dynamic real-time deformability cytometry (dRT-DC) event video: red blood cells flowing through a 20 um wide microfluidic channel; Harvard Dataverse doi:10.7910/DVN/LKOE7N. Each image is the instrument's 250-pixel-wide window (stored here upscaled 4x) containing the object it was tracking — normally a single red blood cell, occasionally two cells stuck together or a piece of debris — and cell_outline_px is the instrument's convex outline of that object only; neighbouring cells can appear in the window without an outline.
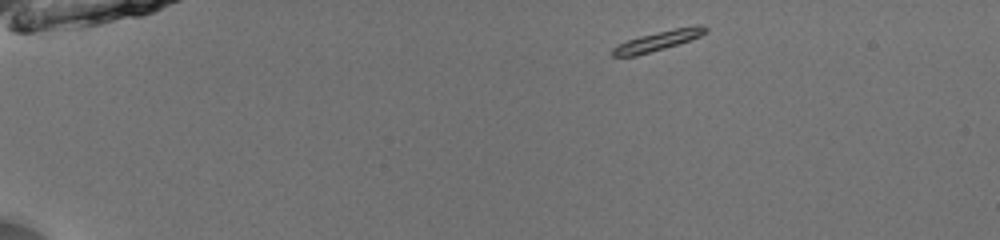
{"species": "common noctule bat (a hibernating species)", "species_latin": "Nyctalus noctula", "temperature_condition": "room temperature", "stored_images_in_passage": 44, "camera_frame_rate_fps": 3000, "um_per_image_px": 0.085, "animal": {"sex": "male", "body_mass_g": 13.0, "forearm_length_mm": 53.1}, "frame": {"image": 1, "passage_image": 1, "time_ms": 0.0, "image_size_px": [1000, 240], "cell_outline_px": [[708, 32], [700, 36], [664, 48], [636, 56], [612, 56], [612, 48], [628, 40], [640, 36], [676, 28], [696, 24], [704, 24], [708, 28]], "centroid_in_image_um": [55.98, 3.44], "position_along_channel_um": 29.0, "area_um2": 10.52}}
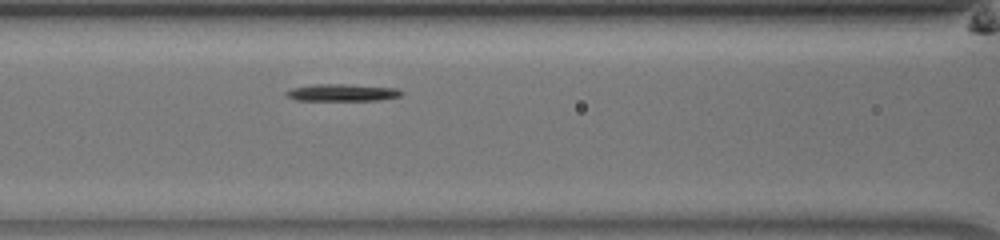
{"frame": {"image": 2, "passage_image": 16, "time_ms": 5.0, "image_size_px": [1000, 240], "cell_outline_px": [[404, 92], [400, 96], [380, 100], [296, 100], [284, 96], [284, 92], [292, 88], [316, 84], [348, 84], [396, 88]], "centroid_in_image_um": [29.06, 7.87], "position_along_channel_um": 137.5, "area_um2": 11.5}}
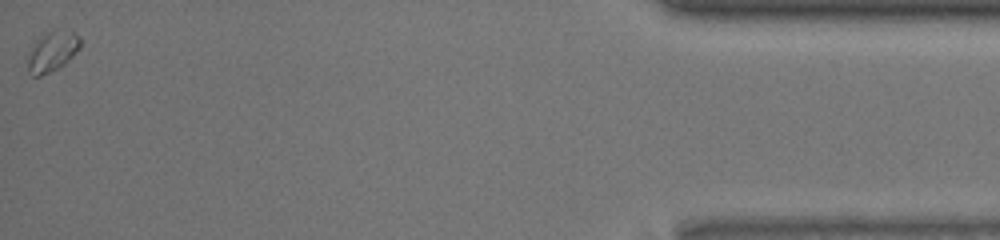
{"frame": {"image": 3, "passage_image": 44, "time_ms": 14.333, "image_size_px": [1000, 240], "cell_outline_px": [[80, 48], [64, 64], [40, 76], [32, 76], [28, 72], [28, 52], [32, 44], [44, 32], [56, 28], [72, 32], [80, 40]], "centroid_in_image_um": [4.39, 4.34], "position_along_channel_um": 430.8, "area_um2": 12.31}, "authors_computed_cell_mechanics": {"area_um2": 10.7508, "velocity_mm_per_s": 3.9069, "shape_relaxation_time_tau1_ms": 2.4608, "shape_relaxation_time_tau2_ms": null, "deformation_change_tau1": 0.1451, "deformation_change_tau2": null}}